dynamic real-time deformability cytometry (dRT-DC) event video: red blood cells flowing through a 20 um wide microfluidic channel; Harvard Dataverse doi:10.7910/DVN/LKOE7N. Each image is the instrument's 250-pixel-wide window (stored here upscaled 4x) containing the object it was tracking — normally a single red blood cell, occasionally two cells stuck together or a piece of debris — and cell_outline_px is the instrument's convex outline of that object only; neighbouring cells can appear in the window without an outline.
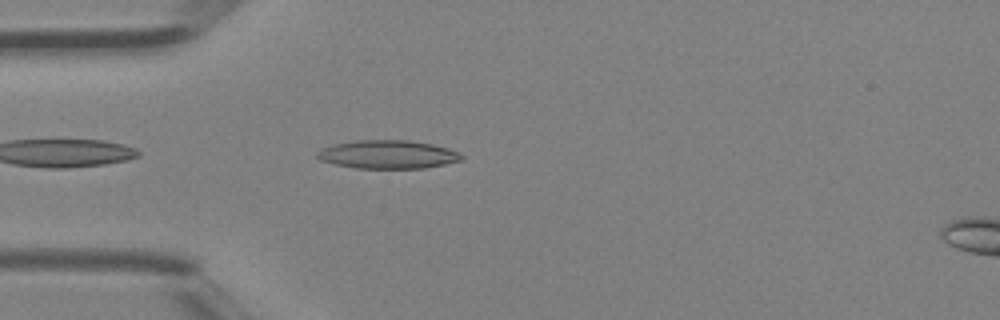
{"species": "Egyptian fruit bat (a non-hibernating species)", "species_latin": "Rousettus aegyptiacus", "temperature_condition": "room temperature", "stored_images_in_passage": 3, "camera_frame_rate_fps": 3000, "um_per_image_px": 0.085, "animal": {"sex": "female"}, "frame": {"image": 1, "passage_image": 3, "time_ms": 0.667, "image_size_px": [1000, 320], "cell_outline_px": [[464, 156], [460, 160], [444, 164], [424, 168], [356, 168], [336, 164], [320, 160], [316, 156], [316, 152], [320, 148], [332, 144], [356, 140], [408, 140], [432, 144], [448, 148]], "centroid_in_image_um": [32.91, 13.12], "position_along_channel_um": 52.1, "area_um2": 23.81}}